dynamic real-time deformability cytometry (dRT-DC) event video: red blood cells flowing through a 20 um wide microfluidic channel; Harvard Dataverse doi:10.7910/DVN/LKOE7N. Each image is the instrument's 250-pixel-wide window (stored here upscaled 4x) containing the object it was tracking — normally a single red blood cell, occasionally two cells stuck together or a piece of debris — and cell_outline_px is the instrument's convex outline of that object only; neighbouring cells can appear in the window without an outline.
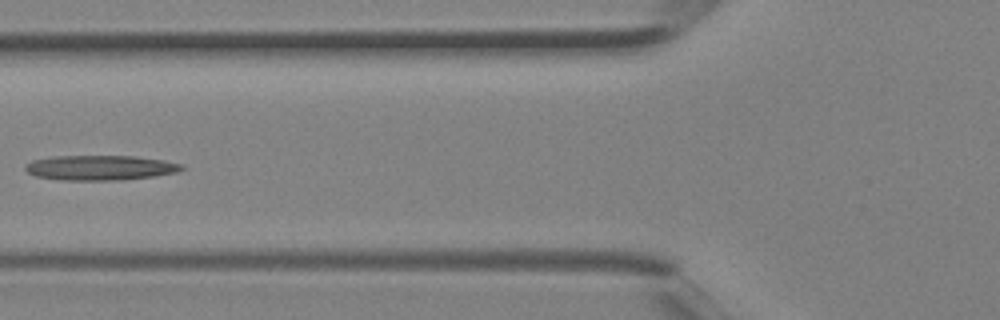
{"species": "Egyptian fruit bat (a non-hibernating species)", "species_latin": "Rousettus aegyptiacus", "temperature_condition": "room temperature", "stored_images_in_passage": 5, "camera_frame_rate_fps": 3000, "um_per_image_px": 0.085, "animal": {"sex": "female"}, "frame": {"image": 1, "passage_image": 5, "time_ms": 1.333, "image_size_px": [1000, 320], "cell_outline_px": [[184, 168], [176, 172], [156, 176], [116, 180], [60, 180], [36, 176], [28, 172], [24, 168], [24, 164], [32, 160], [52, 156], [136, 156], [164, 160], [184, 164]], "centroid_in_image_um": [8.51, 14.25], "position_along_channel_um": 117.3, "area_um2": 22.83}}